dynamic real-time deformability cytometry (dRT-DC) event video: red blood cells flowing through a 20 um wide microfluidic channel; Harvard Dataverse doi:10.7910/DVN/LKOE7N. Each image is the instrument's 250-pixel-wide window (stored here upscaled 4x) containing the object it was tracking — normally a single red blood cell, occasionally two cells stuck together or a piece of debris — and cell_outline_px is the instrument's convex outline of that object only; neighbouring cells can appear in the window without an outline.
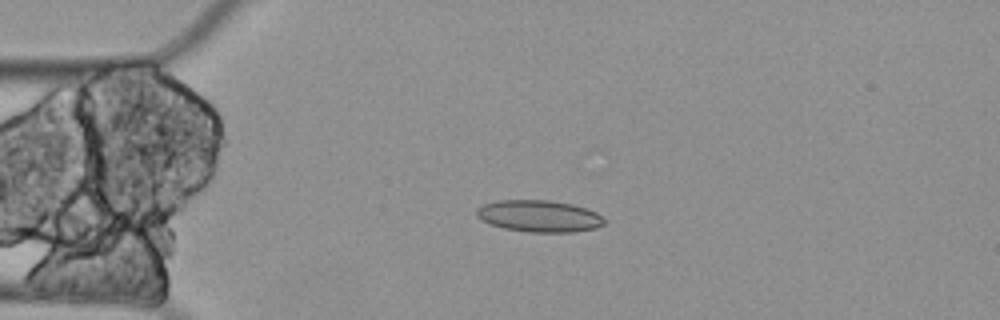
{"species": "Egyptian fruit bat (a non-hibernating species)", "species_latin": "Rousettus aegyptiacus", "temperature_condition": "cold", "stored_images_in_passage": 4, "camera_frame_rate_fps": 3000, "um_per_image_px": 0.085, "animal": {"sex": "female"}, "frame": {"image": 1, "passage_image": 3, "time_ms": 0.667, "image_size_px": [1000, 320], "cell_outline_px": [[608, 220], [604, 224], [596, 228], [572, 232], [528, 232], [504, 228], [488, 224], [480, 220], [476, 216], [476, 208], [484, 204], [500, 200], [548, 200], [572, 204], [596, 212]], "centroid_in_image_um": [45.82, 18.37], "position_along_channel_um": 39.2, "area_um2": 23.81}}